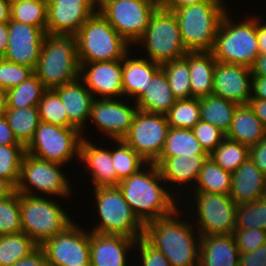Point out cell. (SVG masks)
<instances>
[{
    "label": "cell",
    "mask_w": 266,
    "mask_h": 266,
    "mask_svg": "<svg viewBox=\"0 0 266 266\" xmlns=\"http://www.w3.org/2000/svg\"><path fill=\"white\" fill-rule=\"evenodd\" d=\"M190 71L191 98L212 95L216 59L211 51L187 52Z\"/></svg>",
    "instance_id": "28"
},
{
    "label": "cell",
    "mask_w": 266,
    "mask_h": 266,
    "mask_svg": "<svg viewBox=\"0 0 266 266\" xmlns=\"http://www.w3.org/2000/svg\"><path fill=\"white\" fill-rule=\"evenodd\" d=\"M16 191V187L7 179L0 177V200L11 196Z\"/></svg>",
    "instance_id": "59"
},
{
    "label": "cell",
    "mask_w": 266,
    "mask_h": 266,
    "mask_svg": "<svg viewBox=\"0 0 266 266\" xmlns=\"http://www.w3.org/2000/svg\"><path fill=\"white\" fill-rule=\"evenodd\" d=\"M195 138L204 150L210 154L225 138V134L214 125L199 121L193 128Z\"/></svg>",
    "instance_id": "48"
},
{
    "label": "cell",
    "mask_w": 266,
    "mask_h": 266,
    "mask_svg": "<svg viewBox=\"0 0 266 266\" xmlns=\"http://www.w3.org/2000/svg\"><path fill=\"white\" fill-rule=\"evenodd\" d=\"M10 0H0V23H8L10 20Z\"/></svg>",
    "instance_id": "61"
},
{
    "label": "cell",
    "mask_w": 266,
    "mask_h": 266,
    "mask_svg": "<svg viewBox=\"0 0 266 266\" xmlns=\"http://www.w3.org/2000/svg\"><path fill=\"white\" fill-rule=\"evenodd\" d=\"M181 209L179 206L169 216L145 223L143 238L161 251L171 266H199L201 235Z\"/></svg>",
    "instance_id": "1"
},
{
    "label": "cell",
    "mask_w": 266,
    "mask_h": 266,
    "mask_svg": "<svg viewBox=\"0 0 266 266\" xmlns=\"http://www.w3.org/2000/svg\"><path fill=\"white\" fill-rule=\"evenodd\" d=\"M77 223L39 246L51 266H90V231Z\"/></svg>",
    "instance_id": "14"
},
{
    "label": "cell",
    "mask_w": 266,
    "mask_h": 266,
    "mask_svg": "<svg viewBox=\"0 0 266 266\" xmlns=\"http://www.w3.org/2000/svg\"><path fill=\"white\" fill-rule=\"evenodd\" d=\"M135 244V239L123 235L90 231V266H131L134 259L128 253L135 250Z\"/></svg>",
    "instance_id": "22"
},
{
    "label": "cell",
    "mask_w": 266,
    "mask_h": 266,
    "mask_svg": "<svg viewBox=\"0 0 266 266\" xmlns=\"http://www.w3.org/2000/svg\"><path fill=\"white\" fill-rule=\"evenodd\" d=\"M11 2H31V1H37V0H10Z\"/></svg>",
    "instance_id": "64"
},
{
    "label": "cell",
    "mask_w": 266,
    "mask_h": 266,
    "mask_svg": "<svg viewBox=\"0 0 266 266\" xmlns=\"http://www.w3.org/2000/svg\"><path fill=\"white\" fill-rule=\"evenodd\" d=\"M46 90L34 73L20 85L7 90V108L38 106Z\"/></svg>",
    "instance_id": "37"
},
{
    "label": "cell",
    "mask_w": 266,
    "mask_h": 266,
    "mask_svg": "<svg viewBox=\"0 0 266 266\" xmlns=\"http://www.w3.org/2000/svg\"><path fill=\"white\" fill-rule=\"evenodd\" d=\"M131 52L132 50L122 59L123 97L127 100L130 97L135 102L144 93L161 65L146 57L136 58Z\"/></svg>",
    "instance_id": "25"
},
{
    "label": "cell",
    "mask_w": 266,
    "mask_h": 266,
    "mask_svg": "<svg viewBox=\"0 0 266 266\" xmlns=\"http://www.w3.org/2000/svg\"><path fill=\"white\" fill-rule=\"evenodd\" d=\"M10 19L46 30L47 3L37 0L31 2H11Z\"/></svg>",
    "instance_id": "41"
},
{
    "label": "cell",
    "mask_w": 266,
    "mask_h": 266,
    "mask_svg": "<svg viewBox=\"0 0 266 266\" xmlns=\"http://www.w3.org/2000/svg\"><path fill=\"white\" fill-rule=\"evenodd\" d=\"M8 23H0V58L6 53L8 45Z\"/></svg>",
    "instance_id": "58"
},
{
    "label": "cell",
    "mask_w": 266,
    "mask_h": 266,
    "mask_svg": "<svg viewBox=\"0 0 266 266\" xmlns=\"http://www.w3.org/2000/svg\"><path fill=\"white\" fill-rule=\"evenodd\" d=\"M248 104L266 129V100L250 98Z\"/></svg>",
    "instance_id": "56"
},
{
    "label": "cell",
    "mask_w": 266,
    "mask_h": 266,
    "mask_svg": "<svg viewBox=\"0 0 266 266\" xmlns=\"http://www.w3.org/2000/svg\"><path fill=\"white\" fill-rule=\"evenodd\" d=\"M34 74L30 67L0 58V87L9 90L20 85Z\"/></svg>",
    "instance_id": "46"
},
{
    "label": "cell",
    "mask_w": 266,
    "mask_h": 266,
    "mask_svg": "<svg viewBox=\"0 0 266 266\" xmlns=\"http://www.w3.org/2000/svg\"><path fill=\"white\" fill-rule=\"evenodd\" d=\"M133 213L143 223L172 214L182 202L170 193L155 163H147L137 173L117 185Z\"/></svg>",
    "instance_id": "2"
},
{
    "label": "cell",
    "mask_w": 266,
    "mask_h": 266,
    "mask_svg": "<svg viewBox=\"0 0 266 266\" xmlns=\"http://www.w3.org/2000/svg\"><path fill=\"white\" fill-rule=\"evenodd\" d=\"M80 63L74 36L46 35L34 70L47 90L79 78Z\"/></svg>",
    "instance_id": "6"
},
{
    "label": "cell",
    "mask_w": 266,
    "mask_h": 266,
    "mask_svg": "<svg viewBox=\"0 0 266 266\" xmlns=\"http://www.w3.org/2000/svg\"><path fill=\"white\" fill-rule=\"evenodd\" d=\"M7 110V90L0 87V116Z\"/></svg>",
    "instance_id": "62"
},
{
    "label": "cell",
    "mask_w": 266,
    "mask_h": 266,
    "mask_svg": "<svg viewBox=\"0 0 266 266\" xmlns=\"http://www.w3.org/2000/svg\"><path fill=\"white\" fill-rule=\"evenodd\" d=\"M93 143L86 136L82 138L77 161L84 163L93 188L116 186V171L111 158V147L101 148V145L96 146V142Z\"/></svg>",
    "instance_id": "23"
},
{
    "label": "cell",
    "mask_w": 266,
    "mask_h": 266,
    "mask_svg": "<svg viewBox=\"0 0 266 266\" xmlns=\"http://www.w3.org/2000/svg\"><path fill=\"white\" fill-rule=\"evenodd\" d=\"M97 9L132 47L143 35L156 10L138 0H98Z\"/></svg>",
    "instance_id": "13"
},
{
    "label": "cell",
    "mask_w": 266,
    "mask_h": 266,
    "mask_svg": "<svg viewBox=\"0 0 266 266\" xmlns=\"http://www.w3.org/2000/svg\"><path fill=\"white\" fill-rule=\"evenodd\" d=\"M59 96L68 114L69 122L77 128L84 138L86 122H89L94 97L84 82L78 78L53 89Z\"/></svg>",
    "instance_id": "24"
},
{
    "label": "cell",
    "mask_w": 266,
    "mask_h": 266,
    "mask_svg": "<svg viewBox=\"0 0 266 266\" xmlns=\"http://www.w3.org/2000/svg\"><path fill=\"white\" fill-rule=\"evenodd\" d=\"M266 194V176L248 158L232 173L229 196L237 204L263 199Z\"/></svg>",
    "instance_id": "26"
},
{
    "label": "cell",
    "mask_w": 266,
    "mask_h": 266,
    "mask_svg": "<svg viewBox=\"0 0 266 266\" xmlns=\"http://www.w3.org/2000/svg\"><path fill=\"white\" fill-rule=\"evenodd\" d=\"M79 78L95 99L123 98L122 60L80 63Z\"/></svg>",
    "instance_id": "19"
},
{
    "label": "cell",
    "mask_w": 266,
    "mask_h": 266,
    "mask_svg": "<svg viewBox=\"0 0 266 266\" xmlns=\"http://www.w3.org/2000/svg\"><path fill=\"white\" fill-rule=\"evenodd\" d=\"M54 198L19 194L22 232L38 246L74 222Z\"/></svg>",
    "instance_id": "8"
},
{
    "label": "cell",
    "mask_w": 266,
    "mask_h": 266,
    "mask_svg": "<svg viewBox=\"0 0 266 266\" xmlns=\"http://www.w3.org/2000/svg\"><path fill=\"white\" fill-rule=\"evenodd\" d=\"M249 158L266 176V137L249 147Z\"/></svg>",
    "instance_id": "51"
},
{
    "label": "cell",
    "mask_w": 266,
    "mask_h": 266,
    "mask_svg": "<svg viewBox=\"0 0 266 266\" xmlns=\"http://www.w3.org/2000/svg\"><path fill=\"white\" fill-rule=\"evenodd\" d=\"M8 45L3 59L35 70L46 30L12 19L8 22Z\"/></svg>",
    "instance_id": "18"
},
{
    "label": "cell",
    "mask_w": 266,
    "mask_h": 266,
    "mask_svg": "<svg viewBox=\"0 0 266 266\" xmlns=\"http://www.w3.org/2000/svg\"><path fill=\"white\" fill-rule=\"evenodd\" d=\"M208 154L195 138L192 129L170 127L163 150L158 159L175 156Z\"/></svg>",
    "instance_id": "33"
},
{
    "label": "cell",
    "mask_w": 266,
    "mask_h": 266,
    "mask_svg": "<svg viewBox=\"0 0 266 266\" xmlns=\"http://www.w3.org/2000/svg\"><path fill=\"white\" fill-rule=\"evenodd\" d=\"M5 116L16 140L26 147L40 123L39 107L7 108Z\"/></svg>",
    "instance_id": "32"
},
{
    "label": "cell",
    "mask_w": 266,
    "mask_h": 266,
    "mask_svg": "<svg viewBox=\"0 0 266 266\" xmlns=\"http://www.w3.org/2000/svg\"><path fill=\"white\" fill-rule=\"evenodd\" d=\"M74 37L79 63L122 60L131 50V45L117 33L98 9Z\"/></svg>",
    "instance_id": "5"
},
{
    "label": "cell",
    "mask_w": 266,
    "mask_h": 266,
    "mask_svg": "<svg viewBox=\"0 0 266 266\" xmlns=\"http://www.w3.org/2000/svg\"><path fill=\"white\" fill-rule=\"evenodd\" d=\"M39 246L25 233L0 235V266H13Z\"/></svg>",
    "instance_id": "36"
},
{
    "label": "cell",
    "mask_w": 266,
    "mask_h": 266,
    "mask_svg": "<svg viewBox=\"0 0 266 266\" xmlns=\"http://www.w3.org/2000/svg\"><path fill=\"white\" fill-rule=\"evenodd\" d=\"M0 145H22L16 140L5 115L0 116Z\"/></svg>",
    "instance_id": "53"
},
{
    "label": "cell",
    "mask_w": 266,
    "mask_h": 266,
    "mask_svg": "<svg viewBox=\"0 0 266 266\" xmlns=\"http://www.w3.org/2000/svg\"><path fill=\"white\" fill-rule=\"evenodd\" d=\"M40 1H43V2H45V3H49V2H51L52 0H40Z\"/></svg>",
    "instance_id": "65"
},
{
    "label": "cell",
    "mask_w": 266,
    "mask_h": 266,
    "mask_svg": "<svg viewBox=\"0 0 266 266\" xmlns=\"http://www.w3.org/2000/svg\"><path fill=\"white\" fill-rule=\"evenodd\" d=\"M22 232L19 193L0 200V235Z\"/></svg>",
    "instance_id": "45"
},
{
    "label": "cell",
    "mask_w": 266,
    "mask_h": 266,
    "mask_svg": "<svg viewBox=\"0 0 266 266\" xmlns=\"http://www.w3.org/2000/svg\"><path fill=\"white\" fill-rule=\"evenodd\" d=\"M169 129L166 115L138 110L123 140L147 163H155L163 150Z\"/></svg>",
    "instance_id": "15"
},
{
    "label": "cell",
    "mask_w": 266,
    "mask_h": 266,
    "mask_svg": "<svg viewBox=\"0 0 266 266\" xmlns=\"http://www.w3.org/2000/svg\"><path fill=\"white\" fill-rule=\"evenodd\" d=\"M259 17L260 16L256 15V34L258 38V49L259 54H266V21L263 22V20L265 19Z\"/></svg>",
    "instance_id": "55"
},
{
    "label": "cell",
    "mask_w": 266,
    "mask_h": 266,
    "mask_svg": "<svg viewBox=\"0 0 266 266\" xmlns=\"http://www.w3.org/2000/svg\"><path fill=\"white\" fill-rule=\"evenodd\" d=\"M252 76L266 77V54H259L251 67Z\"/></svg>",
    "instance_id": "57"
},
{
    "label": "cell",
    "mask_w": 266,
    "mask_h": 266,
    "mask_svg": "<svg viewBox=\"0 0 266 266\" xmlns=\"http://www.w3.org/2000/svg\"><path fill=\"white\" fill-rule=\"evenodd\" d=\"M209 157L223 170L233 173L249 158V146L225 137Z\"/></svg>",
    "instance_id": "38"
},
{
    "label": "cell",
    "mask_w": 266,
    "mask_h": 266,
    "mask_svg": "<svg viewBox=\"0 0 266 266\" xmlns=\"http://www.w3.org/2000/svg\"><path fill=\"white\" fill-rule=\"evenodd\" d=\"M235 229L258 228L266 230V200L239 204L236 208Z\"/></svg>",
    "instance_id": "43"
},
{
    "label": "cell",
    "mask_w": 266,
    "mask_h": 266,
    "mask_svg": "<svg viewBox=\"0 0 266 266\" xmlns=\"http://www.w3.org/2000/svg\"><path fill=\"white\" fill-rule=\"evenodd\" d=\"M186 197L189 198L184 202L188 205L183 202L182 209L189 214V218L201 236L233 234L236 227L237 204L229 194L189 192ZM188 199L191 201L188 202ZM191 211L192 216L189 213Z\"/></svg>",
    "instance_id": "9"
},
{
    "label": "cell",
    "mask_w": 266,
    "mask_h": 266,
    "mask_svg": "<svg viewBox=\"0 0 266 266\" xmlns=\"http://www.w3.org/2000/svg\"><path fill=\"white\" fill-rule=\"evenodd\" d=\"M167 76L171 91L176 100L190 99V71L185 57L168 61L161 65Z\"/></svg>",
    "instance_id": "39"
},
{
    "label": "cell",
    "mask_w": 266,
    "mask_h": 266,
    "mask_svg": "<svg viewBox=\"0 0 266 266\" xmlns=\"http://www.w3.org/2000/svg\"><path fill=\"white\" fill-rule=\"evenodd\" d=\"M251 98L266 100V77L252 76Z\"/></svg>",
    "instance_id": "54"
},
{
    "label": "cell",
    "mask_w": 266,
    "mask_h": 266,
    "mask_svg": "<svg viewBox=\"0 0 266 266\" xmlns=\"http://www.w3.org/2000/svg\"><path fill=\"white\" fill-rule=\"evenodd\" d=\"M266 265V243L260 245L253 252L240 253L239 266H265Z\"/></svg>",
    "instance_id": "50"
},
{
    "label": "cell",
    "mask_w": 266,
    "mask_h": 266,
    "mask_svg": "<svg viewBox=\"0 0 266 266\" xmlns=\"http://www.w3.org/2000/svg\"><path fill=\"white\" fill-rule=\"evenodd\" d=\"M239 256L233 234L200 238L199 266H239Z\"/></svg>",
    "instance_id": "27"
},
{
    "label": "cell",
    "mask_w": 266,
    "mask_h": 266,
    "mask_svg": "<svg viewBox=\"0 0 266 266\" xmlns=\"http://www.w3.org/2000/svg\"><path fill=\"white\" fill-rule=\"evenodd\" d=\"M96 10V0H52L47 4L46 34L75 36Z\"/></svg>",
    "instance_id": "17"
},
{
    "label": "cell",
    "mask_w": 266,
    "mask_h": 266,
    "mask_svg": "<svg viewBox=\"0 0 266 266\" xmlns=\"http://www.w3.org/2000/svg\"><path fill=\"white\" fill-rule=\"evenodd\" d=\"M225 137L250 147L266 137V129L249 104L238 105Z\"/></svg>",
    "instance_id": "30"
},
{
    "label": "cell",
    "mask_w": 266,
    "mask_h": 266,
    "mask_svg": "<svg viewBox=\"0 0 266 266\" xmlns=\"http://www.w3.org/2000/svg\"><path fill=\"white\" fill-rule=\"evenodd\" d=\"M82 133L75 127H61L40 121L26 153L37 158L67 165L79 159Z\"/></svg>",
    "instance_id": "12"
},
{
    "label": "cell",
    "mask_w": 266,
    "mask_h": 266,
    "mask_svg": "<svg viewBox=\"0 0 266 266\" xmlns=\"http://www.w3.org/2000/svg\"><path fill=\"white\" fill-rule=\"evenodd\" d=\"M176 101L167 76L160 68L135 103L140 111L166 115Z\"/></svg>",
    "instance_id": "29"
},
{
    "label": "cell",
    "mask_w": 266,
    "mask_h": 266,
    "mask_svg": "<svg viewBox=\"0 0 266 266\" xmlns=\"http://www.w3.org/2000/svg\"><path fill=\"white\" fill-rule=\"evenodd\" d=\"M208 158L209 154H196L191 156L183 155L167 157L166 159H158L155 164L159 168L161 177L167 184L169 190H171V193H173L178 199L180 198V201L183 202L185 193L187 194V192L193 190L200 170ZM169 184H172V188ZM175 190H178L177 192L179 193ZM180 193L183 197L180 196Z\"/></svg>",
    "instance_id": "20"
},
{
    "label": "cell",
    "mask_w": 266,
    "mask_h": 266,
    "mask_svg": "<svg viewBox=\"0 0 266 266\" xmlns=\"http://www.w3.org/2000/svg\"><path fill=\"white\" fill-rule=\"evenodd\" d=\"M134 249H136V252L132 255L137 256L138 260L136 261L139 264L136 266H171L166 256L149 244L143 237L136 240Z\"/></svg>",
    "instance_id": "47"
},
{
    "label": "cell",
    "mask_w": 266,
    "mask_h": 266,
    "mask_svg": "<svg viewBox=\"0 0 266 266\" xmlns=\"http://www.w3.org/2000/svg\"><path fill=\"white\" fill-rule=\"evenodd\" d=\"M122 99H94L92 103L89 121H92L100 134H105L107 139H123L130 131L138 111L135 102L129 103L132 100H128L127 103L126 98Z\"/></svg>",
    "instance_id": "16"
},
{
    "label": "cell",
    "mask_w": 266,
    "mask_h": 266,
    "mask_svg": "<svg viewBox=\"0 0 266 266\" xmlns=\"http://www.w3.org/2000/svg\"><path fill=\"white\" fill-rule=\"evenodd\" d=\"M233 236L240 253L253 252L266 243V230L258 228L235 229Z\"/></svg>",
    "instance_id": "49"
},
{
    "label": "cell",
    "mask_w": 266,
    "mask_h": 266,
    "mask_svg": "<svg viewBox=\"0 0 266 266\" xmlns=\"http://www.w3.org/2000/svg\"><path fill=\"white\" fill-rule=\"evenodd\" d=\"M13 266H51L43 252V250L38 247L33 253L28 257L17 261Z\"/></svg>",
    "instance_id": "52"
},
{
    "label": "cell",
    "mask_w": 266,
    "mask_h": 266,
    "mask_svg": "<svg viewBox=\"0 0 266 266\" xmlns=\"http://www.w3.org/2000/svg\"><path fill=\"white\" fill-rule=\"evenodd\" d=\"M64 165L37 158L26 153L21 167L20 178L16 186L19 194L62 199L74 197L71 179L63 172ZM38 191V192H37ZM40 192V193H39Z\"/></svg>",
    "instance_id": "11"
},
{
    "label": "cell",
    "mask_w": 266,
    "mask_h": 266,
    "mask_svg": "<svg viewBox=\"0 0 266 266\" xmlns=\"http://www.w3.org/2000/svg\"><path fill=\"white\" fill-rule=\"evenodd\" d=\"M26 154L24 145H0V177L15 187L20 178V167Z\"/></svg>",
    "instance_id": "44"
},
{
    "label": "cell",
    "mask_w": 266,
    "mask_h": 266,
    "mask_svg": "<svg viewBox=\"0 0 266 266\" xmlns=\"http://www.w3.org/2000/svg\"><path fill=\"white\" fill-rule=\"evenodd\" d=\"M40 121L61 127H74L68 120V114L60 96L53 90H46L39 101Z\"/></svg>",
    "instance_id": "42"
},
{
    "label": "cell",
    "mask_w": 266,
    "mask_h": 266,
    "mask_svg": "<svg viewBox=\"0 0 266 266\" xmlns=\"http://www.w3.org/2000/svg\"><path fill=\"white\" fill-rule=\"evenodd\" d=\"M251 68L216 61L213 92L238 105H246L251 98Z\"/></svg>",
    "instance_id": "21"
},
{
    "label": "cell",
    "mask_w": 266,
    "mask_h": 266,
    "mask_svg": "<svg viewBox=\"0 0 266 266\" xmlns=\"http://www.w3.org/2000/svg\"><path fill=\"white\" fill-rule=\"evenodd\" d=\"M231 181L232 173L223 170L209 157L200 170L194 190L189 192L229 194Z\"/></svg>",
    "instance_id": "34"
},
{
    "label": "cell",
    "mask_w": 266,
    "mask_h": 266,
    "mask_svg": "<svg viewBox=\"0 0 266 266\" xmlns=\"http://www.w3.org/2000/svg\"><path fill=\"white\" fill-rule=\"evenodd\" d=\"M134 46H139V51L140 47H144V57L160 65L182 58L188 52L181 39L176 15L165 7L155 10L148 27Z\"/></svg>",
    "instance_id": "10"
},
{
    "label": "cell",
    "mask_w": 266,
    "mask_h": 266,
    "mask_svg": "<svg viewBox=\"0 0 266 266\" xmlns=\"http://www.w3.org/2000/svg\"><path fill=\"white\" fill-rule=\"evenodd\" d=\"M219 1L223 2L224 4H226L225 2L228 3V1H226V0H219Z\"/></svg>",
    "instance_id": "66"
},
{
    "label": "cell",
    "mask_w": 266,
    "mask_h": 266,
    "mask_svg": "<svg viewBox=\"0 0 266 266\" xmlns=\"http://www.w3.org/2000/svg\"><path fill=\"white\" fill-rule=\"evenodd\" d=\"M111 158L116 171V186L120 181L137 173L147 162L123 139L112 140ZM115 145V146H114ZM114 147V148H113Z\"/></svg>",
    "instance_id": "35"
},
{
    "label": "cell",
    "mask_w": 266,
    "mask_h": 266,
    "mask_svg": "<svg viewBox=\"0 0 266 266\" xmlns=\"http://www.w3.org/2000/svg\"><path fill=\"white\" fill-rule=\"evenodd\" d=\"M231 13L223 16L211 52L218 62L251 68L259 56L256 16L236 21Z\"/></svg>",
    "instance_id": "4"
},
{
    "label": "cell",
    "mask_w": 266,
    "mask_h": 266,
    "mask_svg": "<svg viewBox=\"0 0 266 266\" xmlns=\"http://www.w3.org/2000/svg\"><path fill=\"white\" fill-rule=\"evenodd\" d=\"M237 106L238 104L213 94L201 97L200 120L214 125L226 135Z\"/></svg>",
    "instance_id": "31"
},
{
    "label": "cell",
    "mask_w": 266,
    "mask_h": 266,
    "mask_svg": "<svg viewBox=\"0 0 266 266\" xmlns=\"http://www.w3.org/2000/svg\"><path fill=\"white\" fill-rule=\"evenodd\" d=\"M219 0H206L179 8H166L176 15L180 35L188 52L211 51L223 16L231 10Z\"/></svg>",
    "instance_id": "3"
},
{
    "label": "cell",
    "mask_w": 266,
    "mask_h": 266,
    "mask_svg": "<svg viewBox=\"0 0 266 266\" xmlns=\"http://www.w3.org/2000/svg\"><path fill=\"white\" fill-rule=\"evenodd\" d=\"M166 117L172 128L192 129L200 121V98L177 100Z\"/></svg>",
    "instance_id": "40"
},
{
    "label": "cell",
    "mask_w": 266,
    "mask_h": 266,
    "mask_svg": "<svg viewBox=\"0 0 266 266\" xmlns=\"http://www.w3.org/2000/svg\"><path fill=\"white\" fill-rule=\"evenodd\" d=\"M206 0H166L165 8H179L198 4Z\"/></svg>",
    "instance_id": "60"
},
{
    "label": "cell",
    "mask_w": 266,
    "mask_h": 266,
    "mask_svg": "<svg viewBox=\"0 0 266 266\" xmlns=\"http://www.w3.org/2000/svg\"><path fill=\"white\" fill-rule=\"evenodd\" d=\"M92 190L99 220L89 229L91 232L123 235L135 240L143 237L144 224L133 213L118 186L95 187Z\"/></svg>",
    "instance_id": "7"
},
{
    "label": "cell",
    "mask_w": 266,
    "mask_h": 266,
    "mask_svg": "<svg viewBox=\"0 0 266 266\" xmlns=\"http://www.w3.org/2000/svg\"><path fill=\"white\" fill-rule=\"evenodd\" d=\"M138 1L152 5L156 9L164 8L166 3V0H138Z\"/></svg>",
    "instance_id": "63"
}]
</instances>
